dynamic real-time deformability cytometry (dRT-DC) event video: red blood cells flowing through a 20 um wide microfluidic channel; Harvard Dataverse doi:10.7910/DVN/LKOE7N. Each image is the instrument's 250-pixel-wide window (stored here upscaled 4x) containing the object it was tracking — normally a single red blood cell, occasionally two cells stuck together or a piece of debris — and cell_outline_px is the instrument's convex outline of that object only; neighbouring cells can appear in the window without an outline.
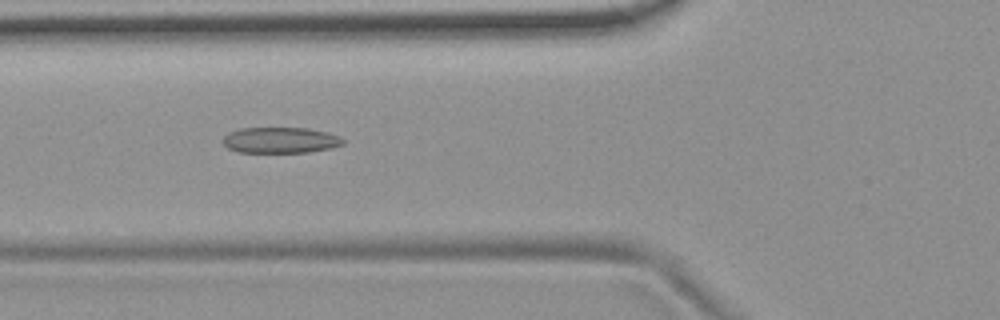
{"species": "common noctule bat (a hibernating species)", "species_latin": "Nyctalus noctula", "temperature_condition": "room temperature", "stored_images_in_passage": 54, "camera_frame_rate_fps": 3000, "um_per_image_px": 0.085, "animal": {"sex": "female", "body_mass_g": 19.9}, "frame": {"image": 1, "passage_image": 20, "time_ms": 6.333, "image_size_px": [1000, 320], "cell_outline_px": [[344, 144], [332, 148], [308, 152], [236, 152], [228, 148], [224, 144], [224, 136], [228, 132], [240, 128], [308, 128], [328, 132], [344, 140]], "centroid_in_image_um": [23.82, 11.91], "position_along_channel_um": 102.0, "area_um2": 18.09}}
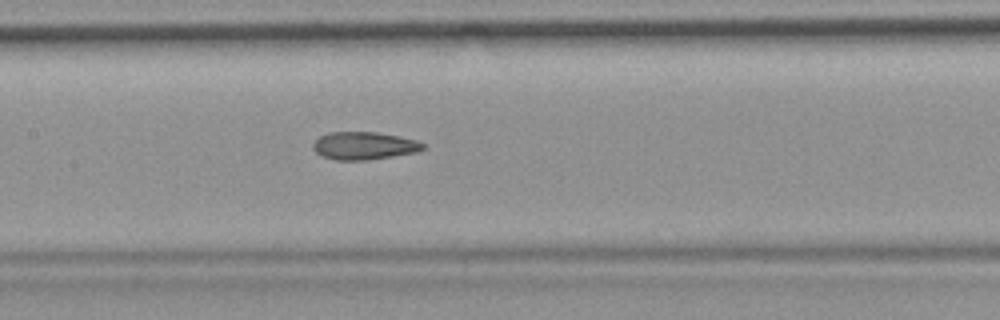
{"frame": {"image": 2, "passage_image": 26, "time_ms": 8.333, "image_size_px": [1000, 320], "cell_outline_px": [[424, 148], [416, 152], [368, 160], [336, 160], [324, 156], [316, 152], [312, 148], [312, 144], [320, 136], [328, 132], [376, 132], [416, 140], [424, 144]], "centroid_in_image_um": [30.91, 12.38], "position_along_channel_um": 176.5, "area_um2": 17.57}}
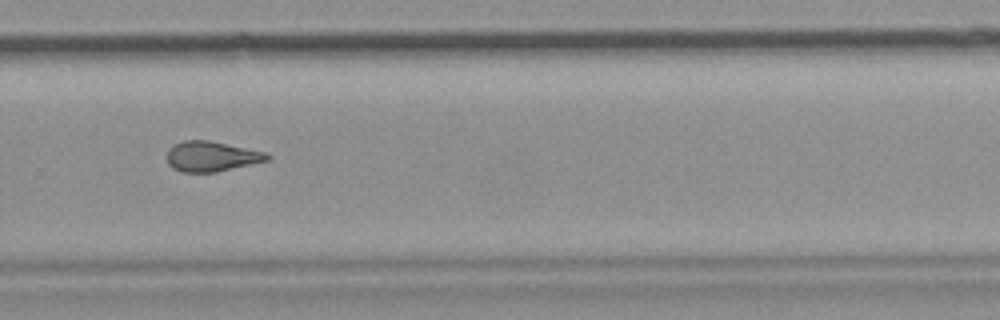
{"frame": {"image": 3, "passage_image": 37, "time_ms": 12.0, "image_size_px": [1000, 320], "cell_outline_px": [[272, 156], [268, 160], [216, 172], [180, 172], [172, 168], [168, 164], [168, 148], [184, 140], [208, 140], [264, 152]], "centroid_in_image_um": [17.95, 13.3], "position_along_channel_um": 311.9, "area_um2": 17.4}, "authors_computed_cell_mechanics": {"area_um2": 18.1781, "velocity_mm_per_s": 3.7091, "shape_relaxation_time_tau1_ms": null, "shape_relaxation_time_tau2_ms": 4.166, "deformation_change_tau1": null, "deformation_change_tau2": 0.1216}}